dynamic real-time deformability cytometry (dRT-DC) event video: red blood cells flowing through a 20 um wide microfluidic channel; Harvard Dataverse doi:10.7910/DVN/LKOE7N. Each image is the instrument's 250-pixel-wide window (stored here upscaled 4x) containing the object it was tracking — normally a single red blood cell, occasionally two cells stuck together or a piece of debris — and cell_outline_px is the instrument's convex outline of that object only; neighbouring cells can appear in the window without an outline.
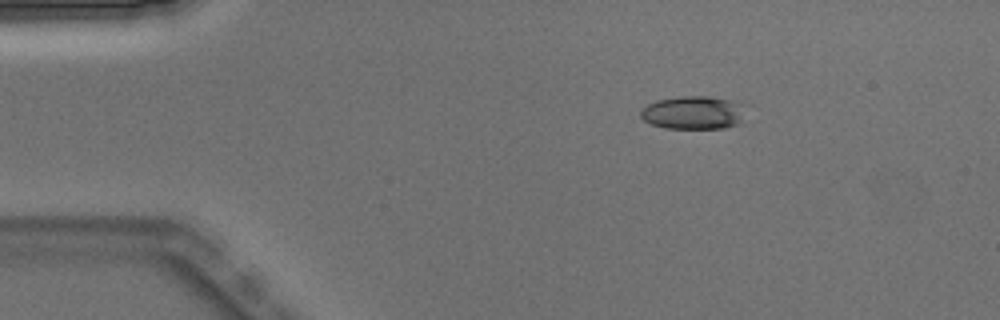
{"species": "Egyptian fruit bat (a non-hibernating species)", "species_latin": "Rousettus aegyptiacus", "temperature_condition": "warm", "stored_images_in_passage": 4, "camera_frame_rate_fps": 3000, "um_per_image_px": 0.085, "animal": {"sex": "male"}, "frame": {"image": 1, "passage_image": 3, "time_ms": 0.667, "image_size_px": [1000, 320], "cell_outline_px": [[748, 104], [740, 124], [724, 128], [664, 128], [652, 124], [644, 120], [640, 116], [640, 112], [648, 104], [656, 100], [680, 96], [708, 96], [732, 100]], "centroid_in_image_um": [59.01, 9.56], "position_along_channel_um": 26.0, "area_um2": 20.69}}